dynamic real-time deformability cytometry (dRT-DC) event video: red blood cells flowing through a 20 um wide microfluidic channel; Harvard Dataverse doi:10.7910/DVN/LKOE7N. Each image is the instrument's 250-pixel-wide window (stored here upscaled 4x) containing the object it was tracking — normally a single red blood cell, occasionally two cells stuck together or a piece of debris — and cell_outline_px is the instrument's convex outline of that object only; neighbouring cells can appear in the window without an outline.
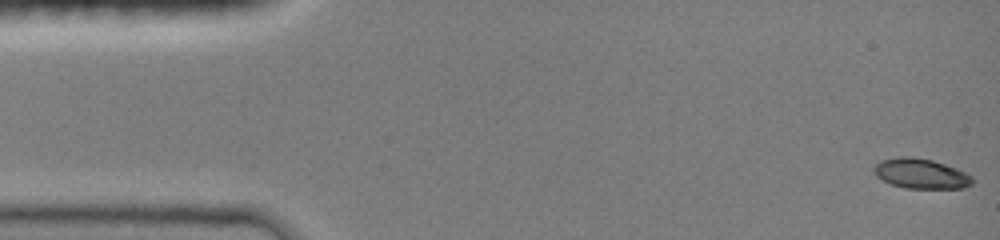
{"species": "common noctule bat (a hibernating species)", "species_latin": "Nyctalus noctula", "temperature_condition": "room temperature", "stored_images_in_passage": 48, "camera_frame_rate_fps": 3000, "um_per_image_px": 0.085, "animal": {"sex": "female", "body_mass_g": 19.0, "forearm_length_mm": 51.5}, "frame": {"image": 1, "passage_image": 1, "time_ms": 0.0, "image_size_px": [1000, 240], "cell_outline_px": [[976, 180], [972, 184], [964, 188], [904, 188], [892, 184], [876, 176], [872, 172], [872, 168], [880, 160], [900, 156], [912, 156], [932, 160], [956, 168], [972, 176]], "centroid_in_image_um": [78.27, 14.75], "position_along_channel_um": 6.7, "area_um2": 17.34}}
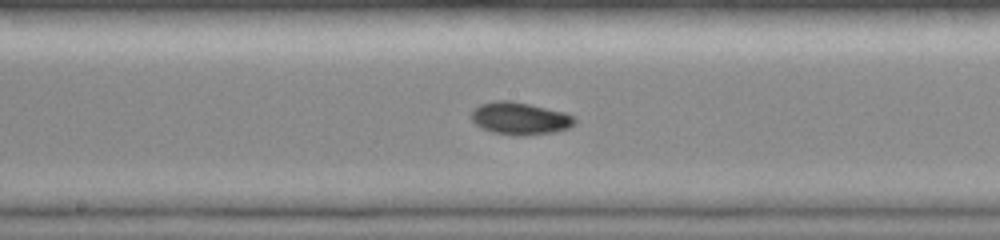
{"frame": {"image": 2, "passage_image": 25, "time_ms": 8.0, "image_size_px": [1000, 240], "cell_outline_px": [[576, 124], [568, 128], [556, 132], [520, 136], [512, 136], [492, 132], [476, 124], [472, 120], [472, 108], [480, 104], [492, 100], [512, 100], [568, 112], [576, 116]], "centroid_in_image_um": [44.25, 10.05], "position_along_channel_um": 204.0, "area_um2": 20.06}}
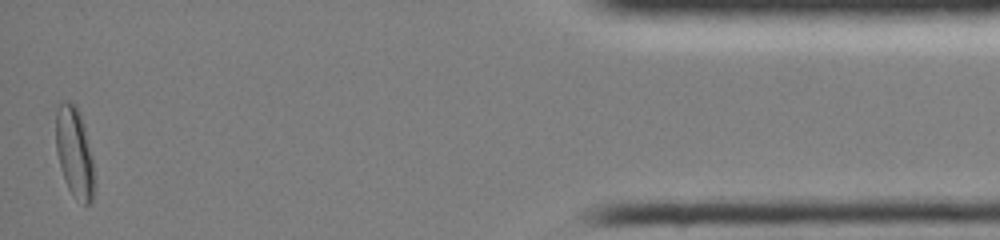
{"frame": {"image": 3, "passage_image": 47, "time_ms": 15.333, "image_size_px": [1000, 240], "cell_outline_px": [[92, 200], [88, 204], [84, 204], [72, 196], [64, 180], [60, 168], [56, 152], [56, 112], [60, 100], [68, 100], [76, 104], [80, 112], [84, 124], [92, 156]], "centroid_in_image_um": [6.29, 12.87], "position_along_channel_um": 428.9, "area_um2": 20.23}, "authors_computed_cell_mechanics": {"area_um2": 18.3515, "velocity_mm_per_s": 4.0279, "shape_relaxation_time_tau1_ms": 6.7891, "shape_relaxation_time_tau2_ms": 3.3295, "deformation_change_tau1": 0.1886, "deformation_change_tau2": 0.0484}}